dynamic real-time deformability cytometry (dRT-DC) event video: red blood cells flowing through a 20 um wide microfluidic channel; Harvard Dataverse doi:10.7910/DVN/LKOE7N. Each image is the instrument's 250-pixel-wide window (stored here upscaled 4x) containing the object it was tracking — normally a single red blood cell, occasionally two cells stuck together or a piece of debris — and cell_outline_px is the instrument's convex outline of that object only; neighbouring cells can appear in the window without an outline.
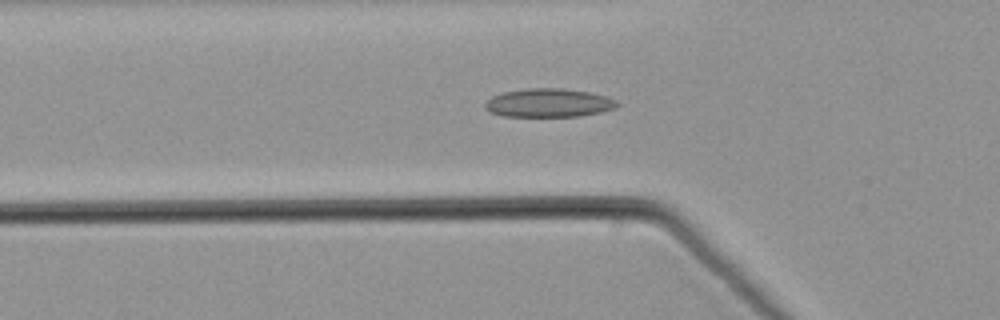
{"species": "common noctule bat (a hibernating species)", "species_latin": "Nyctalus noctula", "temperature_condition": "warm", "stored_images_in_passage": 44, "camera_frame_rate_fps": 3000, "um_per_image_px": 0.085, "animal": {"sex": "male", "body_mass_g": 21.5, "forearm_length_mm": 52.0}, "frame": {"image": 1, "passage_image": 15, "time_ms": 4.667, "image_size_px": [1000, 320], "cell_outline_px": [[620, 104], [616, 108], [600, 112], [580, 116], [504, 116], [492, 112], [484, 108], [484, 104], [492, 96], [504, 92], [528, 88], [560, 88], [588, 92], [604, 96], [616, 100]], "centroid_in_image_um": [46.64, 8.74], "position_along_channel_um": 79.2, "area_um2": 21.79}}
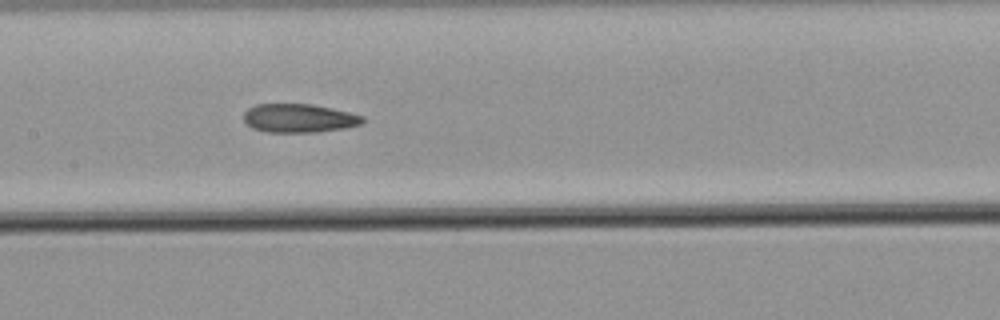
{"frame": {"image": 2, "passage_image": 23, "time_ms": 7.333, "image_size_px": [1000, 320], "cell_outline_px": [[364, 124], [348, 128], [316, 132], [264, 132], [252, 128], [244, 120], [244, 112], [248, 108], [256, 104], [312, 104], [348, 112], [364, 116]], "centroid_in_image_um": [25.43, 10.05], "position_along_channel_um": 182.0, "area_um2": 20.0}}
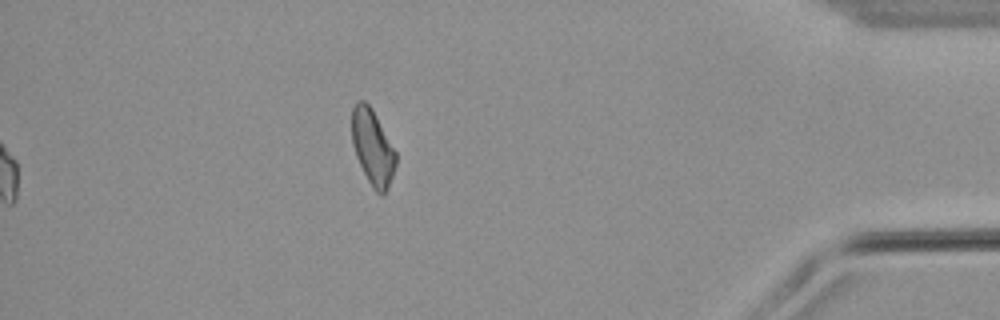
{"frame": {"image": 3, "passage_image": 44, "time_ms": 14.333, "image_size_px": [1000, 320], "cell_outline_px": [[396, 164], [388, 188], [384, 196], [380, 196], [372, 188], [356, 156], [352, 144], [352, 108], [356, 100], [364, 100], [372, 108], [396, 152]], "centroid_in_image_um": [31.67, 12.52], "position_along_channel_um": 403.5, "area_um2": 19.36}}